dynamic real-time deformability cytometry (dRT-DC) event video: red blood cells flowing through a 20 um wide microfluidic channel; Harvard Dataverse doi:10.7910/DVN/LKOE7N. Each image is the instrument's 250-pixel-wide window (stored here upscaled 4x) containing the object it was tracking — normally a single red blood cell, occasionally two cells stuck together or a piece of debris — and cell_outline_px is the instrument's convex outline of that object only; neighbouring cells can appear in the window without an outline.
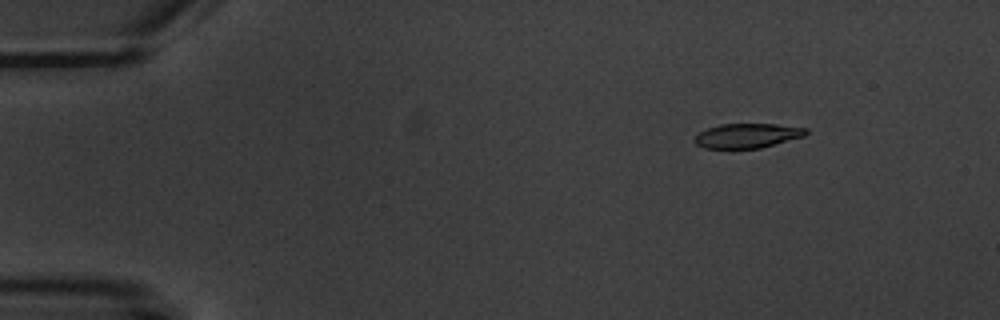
{"species": "common noctule bat (a hibernating species)", "species_latin": "Nyctalus noctula", "temperature_condition": "warm", "stored_images_in_passage": 5, "camera_frame_rate_fps": 3000, "um_per_image_px": 0.085, "animal": {"sex": "male", "body_mass_g": 20.1, "forearm_length_mm": 53.5}, "frame": {"image": 1, "passage_image": 3, "time_ms": 2.333, "image_size_px": [1000, 320], "cell_outline_px": [[808, 132], [804, 136], [760, 148], [728, 152], [704, 148], [696, 144], [696, 136], [700, 132], [708, 128], [720, 124], [776, 124], [808, 128]], "centroid_in_image_um": [63.48, 11.58], "position_along_channel_um": 21.5, "area_um2": 16.53}}